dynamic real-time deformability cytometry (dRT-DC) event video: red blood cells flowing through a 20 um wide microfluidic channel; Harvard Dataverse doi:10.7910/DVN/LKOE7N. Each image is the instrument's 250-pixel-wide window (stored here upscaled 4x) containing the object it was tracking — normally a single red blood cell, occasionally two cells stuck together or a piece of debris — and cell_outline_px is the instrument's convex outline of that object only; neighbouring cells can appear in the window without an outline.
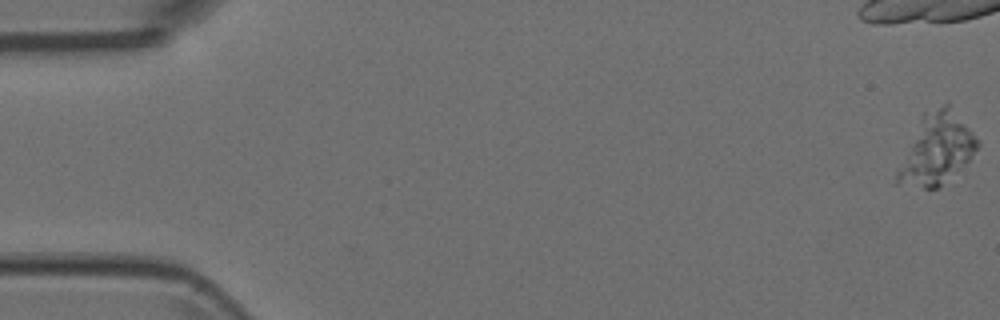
{"species": "Egyptian fruit bat (a non-hibernating species)", "species_latin": "Rousettus aegyptiacus", "temperature_condition": "room temperature", "stored_images_in_passage": 6, "camera_frame_rate_fps": 3000, "um_per_image_px": 0.085, "animal": {"sex": "female"}, "frame": {"image": 1, "passage_image": 1, "time_ms": 0.0, "image_size_px": [1000, 320], "cell_outline_px": [[980, 144], [968, 160], [936, 188], [924, 188], [892, 184], [896, 172], [924, 112], [948, 100], [980, 140]], "centroid_in_image_um": [79.61, 12.62], "position_along_channel_um": 5.4, "area_um2": 32.71}}